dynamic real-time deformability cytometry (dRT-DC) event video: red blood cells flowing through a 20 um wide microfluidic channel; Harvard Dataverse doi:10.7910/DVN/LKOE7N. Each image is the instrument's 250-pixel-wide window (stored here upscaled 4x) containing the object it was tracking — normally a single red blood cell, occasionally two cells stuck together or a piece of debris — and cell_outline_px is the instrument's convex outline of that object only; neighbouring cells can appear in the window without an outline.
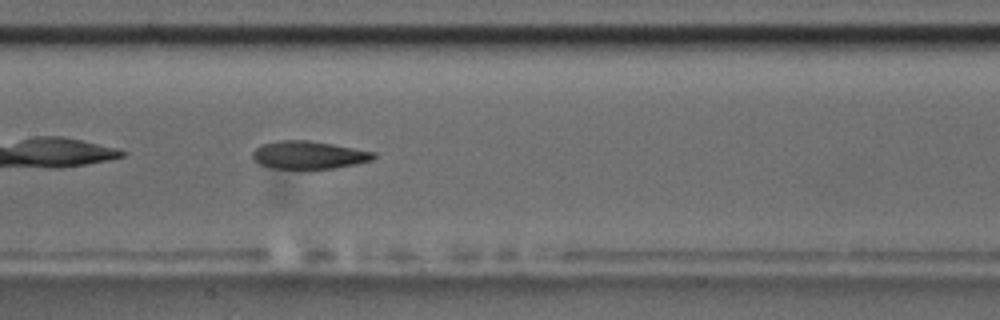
{"species": "common noctule bat (a hibernating species)", "species_latin": "Nyctalus noctula", "temperature_condition": "room temperature", "stored_images_in_passage": 41, "camera_frame_rate_fps": 3000, "um_per_image_px": 0.085, "animal": {"sex": "male", "body_mass_g": 17.5, "forearm_length_mm": 52.3}, "frame": {"image": 1, "passage_image": 12, "time_ms": 3.667, "image_size_px": [1000, 320], "cell_outline_px": [[376, 156], [372, 160], [356, 164], [332, 168], [272, 168], [260, 164], [252, 160], [252, 152], [260, 144], [280, 140], [308, 140], [332, 144], [376, 152]], "centroid_in_image_um": [26.22, 13.16], "position_along_channel_um": 181.2, "area_um2": 19.59}}
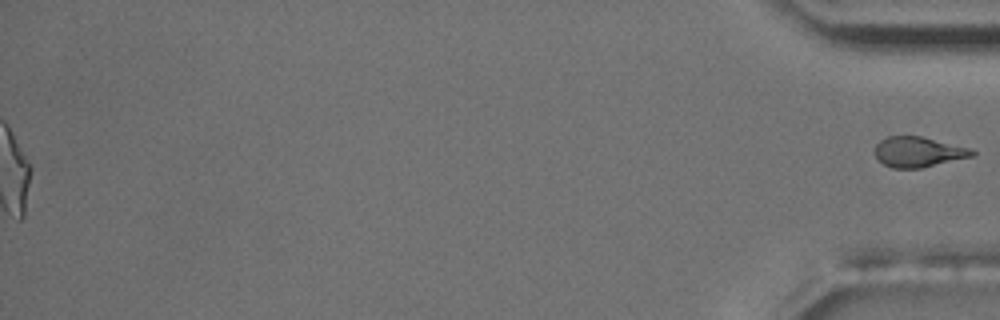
{"frame": {"image": 2, "passage_image": 41, "time_ms": 13.333, "image_size_px": [1000, 320], "cell_outline_px": [[976, 152], [972, 156], [920, 168], [892, 168], [884, 164], [876, 156], [876, 144], [880, 140], [888, 136], [920, 136], [972, 148]], "centroid_in_image_um": [78.06, 12.9], "position_along_channel_um": 357.1, "area_um2": 16.94}}